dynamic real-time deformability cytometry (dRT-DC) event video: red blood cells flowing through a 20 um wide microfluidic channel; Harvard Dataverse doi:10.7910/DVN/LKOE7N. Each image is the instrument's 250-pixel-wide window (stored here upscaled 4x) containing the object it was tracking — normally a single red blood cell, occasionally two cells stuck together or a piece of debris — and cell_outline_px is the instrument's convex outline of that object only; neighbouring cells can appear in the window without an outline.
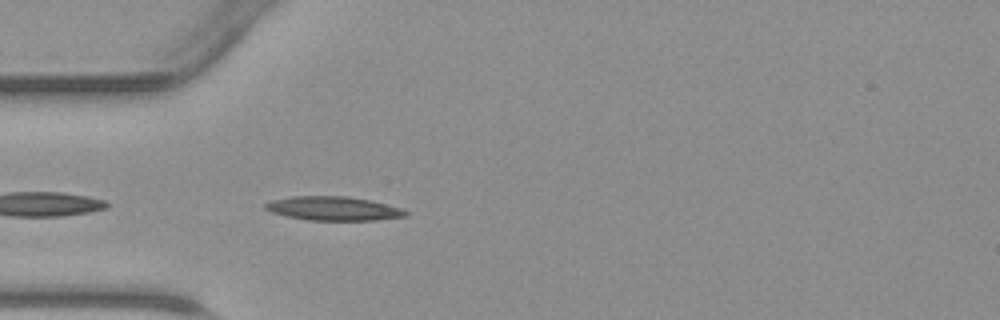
{"species": "common noctule bat (a hibernating species)", "species_latin": "Nyctalus noctula", "temperature_condition": "warm", "stored_images_in_passage": 34, "camera_frame_rate_fps": 3000, "um_per_image_px": 0.085, "animal": {"sex": "male", "body_mass_g": 23.1, "forearm_length_mm": 52.7}, "frame": {"image": 1, "passage_image": 2, "time_ms": 0.333, "image_size_px": [1000, 320], "cell_outline_px": [[408, 216], [376, 220], [308, 220], [288, 216], [272, 212], [264, 208], [264, 204], [272, 200], [292, 196], [348, 196], [372, 200], [400, 208], [408, 212]], "centroid_in_image_um": [28.36, 17.72], "position_along_channel_um": 56.6, "area_um2": 19.54}}
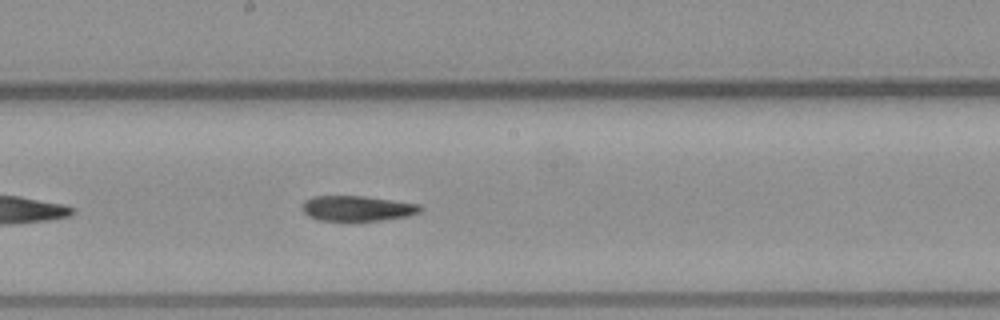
{"frame": {"image": 2, "passage_image": 13, "time_ms": 4.0, "image_size_px": [1000, 320], "cell_outline_px": [[424, 208], [420, 212], [408, 216], [380, 220], [320, 220], [308, 216], [300, 208], [304, 200], [312, 196], [364, 196], [420, 204]], "centroid_in_image_um": [30.36, 17.7], "position_along_channel_um": 217.8, "area_um2": 17.4}}
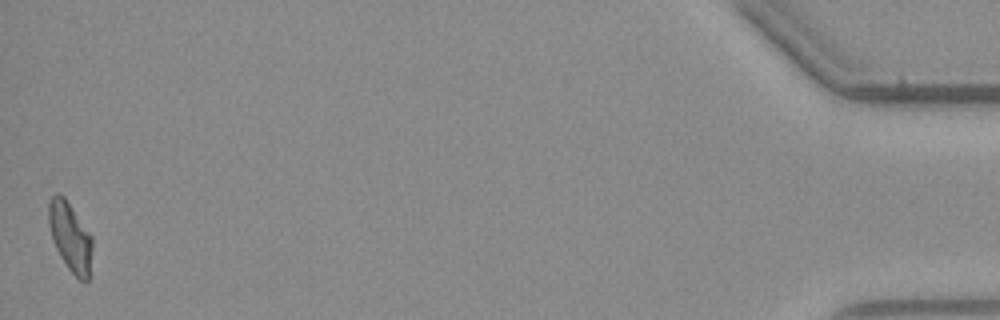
{"frame": {"image": 3, "passage_image": 34, "time_ms": 11.0, "image_size_px": [1000, 320], "cell_outline_px": [[92, 248], [88, 280], [80, 280], [68, 268], [60, 256], [52, 240], [48, 224], [48, 204], [52, 196], [56, 192], [64, 196], [92, 236]], "centroid_in_image_um": [5.95, 20.1], "position_along_channel_um": 429.3, "area_um2": 17.46}}